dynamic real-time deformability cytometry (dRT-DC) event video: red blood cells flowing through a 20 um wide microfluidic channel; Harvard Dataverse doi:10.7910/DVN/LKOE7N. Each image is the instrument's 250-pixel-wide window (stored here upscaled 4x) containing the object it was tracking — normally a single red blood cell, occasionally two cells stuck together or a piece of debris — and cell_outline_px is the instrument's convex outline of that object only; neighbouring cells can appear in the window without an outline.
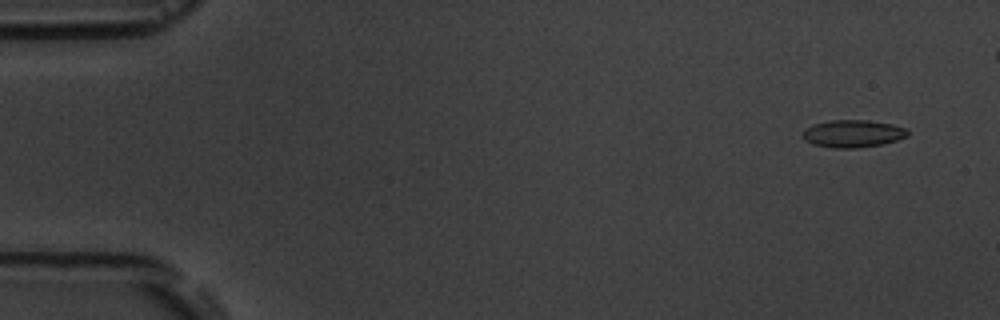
{"species": "common noctule bat (a hibernating species)", "species_latin": "Nyctalus noctula", "temperature_condition": "room temperature", "stored_images_in_passage": 10, "segment_of_instrument_passage": [1, 2], "camera_frame_rate_fps": 3000, "um_per_image_px": 0.085, "animal": {"sex": "male", "body_mass_g": 19.5, "forearm_length_mm": 54.6}, "frame": {"image": 1, "passage_image": 2, "time_ms": 1.0, "image_size_px": [1000, 320], "cell_outline_px": [[908, 136], [884, 144], [856, 148], [832, 148], [812, 144], [804, 140], [804, 132], [812, 124], [828, 120], [868, 120], [892, 124], [908, 128]], "centroid_in_image_um": [72.52, 11.36], "position_along_channel_um": 12.5, "area_um2": 16.88}}
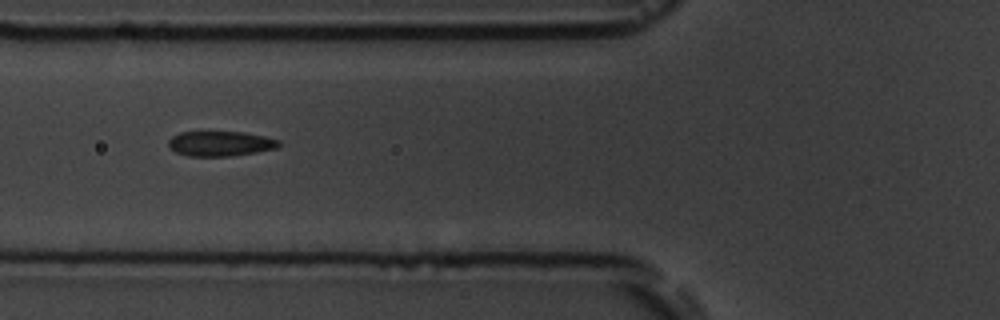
{"frame": {"image": 2, "passage_image": 7, "time_ms": 7.0, "image_size_px": [1000, 320], "cell_outline_px": [[280, 144], [276, 148], [256, 152], [232, 156], [188, 156], [176, 152], [168, 144], [168, 140], [172, 136], [180, 132], [244, 132], [264, 136], [280, 140]], "centroid_in_image_um": [18.73, 12.2], "position_along_channel_um": 107.1, "area_um2": 16.01}}
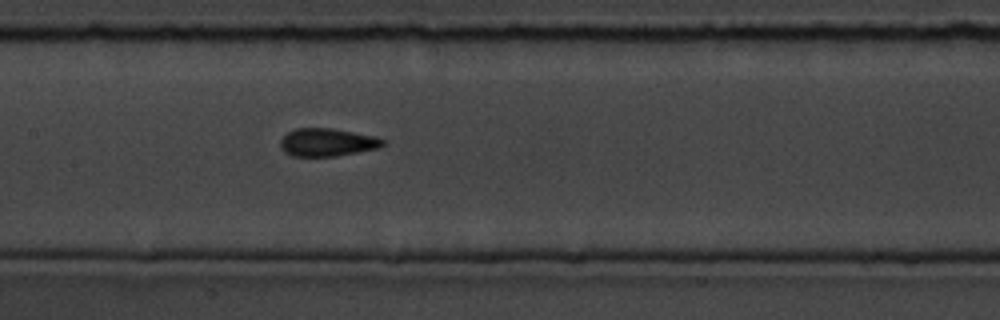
{"frame": {"image": 3, "passage_image": 9, "time_ms": 9.0, "image_size_px": [1000, 320], "cell_outline_px": [[388, 144], [380, 148], [336, 156], [292, 156], [284, 152], [280, 148], [280, 140], [288, 132], [296, 128], [332, 128], [376, 136], [384, 140]], "centroid_in_image_um": [27.84, 12.1], "position_along_channel_um": 179.6, "area_um2": 16.88}}